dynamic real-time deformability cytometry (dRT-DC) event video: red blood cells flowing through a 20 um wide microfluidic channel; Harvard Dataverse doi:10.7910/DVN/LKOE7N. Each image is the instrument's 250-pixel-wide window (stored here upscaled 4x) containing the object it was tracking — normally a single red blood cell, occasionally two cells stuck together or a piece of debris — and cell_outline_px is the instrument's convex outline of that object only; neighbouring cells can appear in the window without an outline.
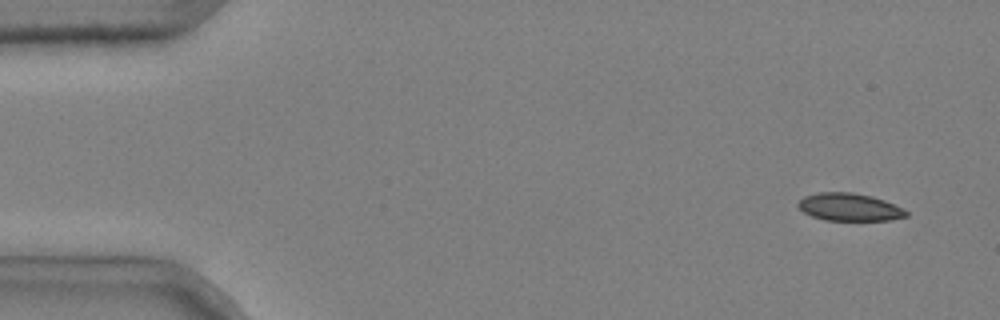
{"species": "common noctule bat (a hibernating species)", "species_latin": "Nyctalus noctula", "temperature_condition": "cold", "stored_images_in_passage": 6, "segment_of_instrument_passage": [2, 2], "camera_frame_rate_fps": 3000, "um_per_image_px": 0.085, "animal": {"sex": "male", "body_mass_g": 20.4}, "frame": {"image": 1, "passage_image": 6, "time_ms": 1.667, "image_size_px": [1000, 320], "cell_outline_px": [[908, 216], [892, 220], [824, 220], [812, 216], [804, 212], [796, 204], [804, 196], [816, 192], [852, 192], [872, 196], [884, 200], [904, 208], [908, 212]], "centroid_in_image_um": [72.21, 17.6], "position_along_channel_um": 12.8, "area_um2": 17.51}}